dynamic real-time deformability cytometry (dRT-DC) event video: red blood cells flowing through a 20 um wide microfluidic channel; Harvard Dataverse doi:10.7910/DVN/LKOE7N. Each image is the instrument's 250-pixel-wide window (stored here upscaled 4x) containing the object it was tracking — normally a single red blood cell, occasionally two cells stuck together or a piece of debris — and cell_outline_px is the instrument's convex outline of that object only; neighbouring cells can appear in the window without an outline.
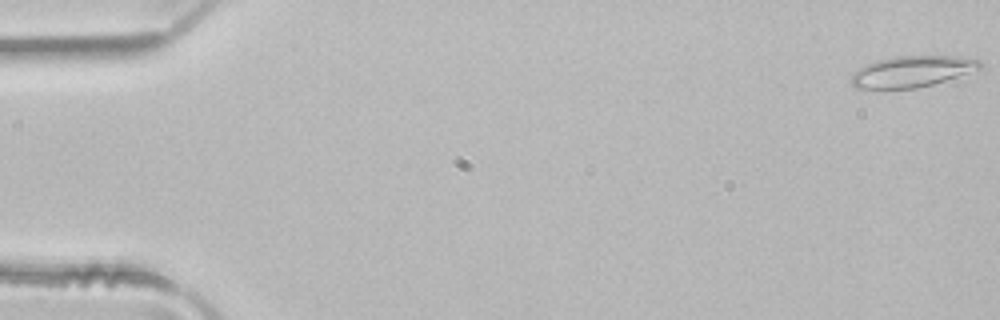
{"species": "common noctule bat (a hibernating species)", "species_latin": "Nyctalus noctula", "temperature_condition": "room temperature", "stored_images_in_passage": 5, "camera_frame_rate_fps": 3000, "um_per_image_px": 0.085, "animal": {"sex": "male", "body_mass_g": 21.5, "forearm_length_mm": 52.0}, "frame": {"image": 1, "passage_image": 1, "time_ms": 0.0, "image_size_px": [1000, 320], "cell_outline_px": [[984, 68], [932, 84], [916, 88], [856, 88], [852, 84], [852, 76], [864, 64], [876, 60], [896, 56], [956, 56], [980, 60], [984, 64]], "centroid_in_image_um": [77.57, 6.06], "position_along_channel_um": 7.4, "area_um2": 23.18}}